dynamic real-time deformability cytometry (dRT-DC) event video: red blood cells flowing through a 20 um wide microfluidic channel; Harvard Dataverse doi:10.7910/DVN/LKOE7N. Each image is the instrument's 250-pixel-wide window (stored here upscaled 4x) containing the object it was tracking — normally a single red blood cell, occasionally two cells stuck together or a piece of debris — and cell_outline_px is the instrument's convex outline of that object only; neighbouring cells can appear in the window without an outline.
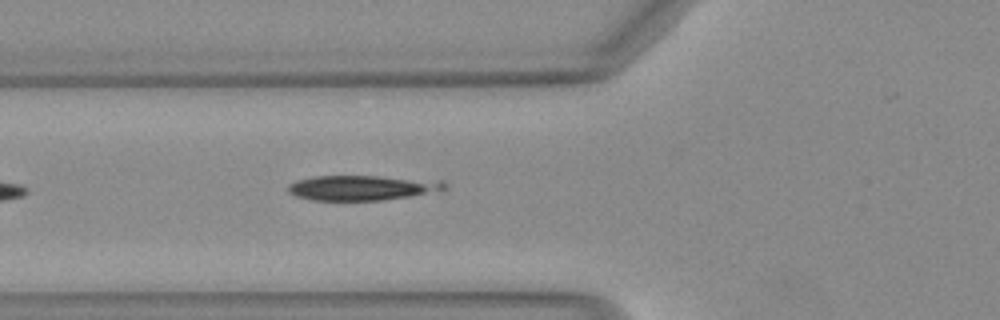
{"species": "Egyptian fruit bat (a non-hibernating species)", "species_latin": "Rousettus aegyptiacus", "temperature_condition": "warm", "stored_images_in_passage": 8, "camera_frame_rate_fps": 3000, "um_per_image_px": 0.085, "animal": {"sex": "female"}, "frame": {"image": 1, "passage_image": 4, "time_ms": 1.0, "image_size_px": [1000, 320], "cell_outline_px": [[448, 188], [408, 196], [380, 200], [312, 200], [296, 196], [288, 192], [288, 184], [296, 180], [316, 176], [376, 176], [444, 180], [448, 184]], "centroid_in_image_um": [30.76, 15.94], "position_along_channel_um": 95.0, "area_um2": 22.66}}